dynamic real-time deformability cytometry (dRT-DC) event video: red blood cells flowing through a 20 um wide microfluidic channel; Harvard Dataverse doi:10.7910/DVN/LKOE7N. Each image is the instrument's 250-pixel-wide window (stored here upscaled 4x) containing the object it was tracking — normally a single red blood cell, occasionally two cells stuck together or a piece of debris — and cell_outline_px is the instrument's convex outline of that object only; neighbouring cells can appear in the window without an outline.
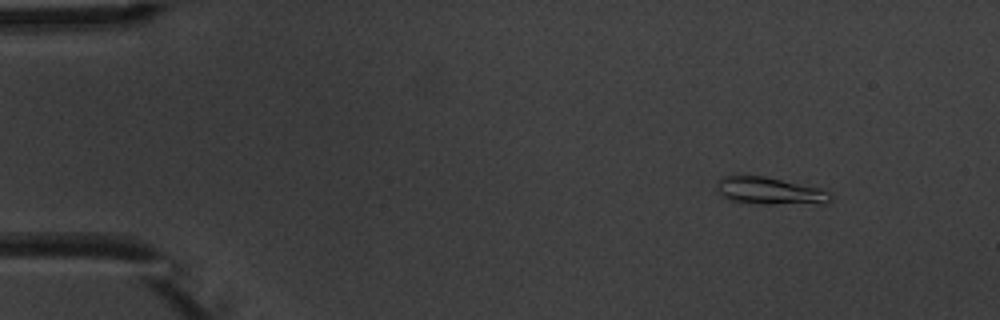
{"species": "common noctule bat (a hibernating species)", "species_latin": "Nyctalus noctula", "temperature_condition": "warm", "stored_images_in_passage": 6, "camera_frame_rate_fps": 3000, "um_per_image_px": 0.085, "animal": {"sex": "male", "body_mass_g": 20.1, "forearm_length_mm": 53.5}, "frame": {"image": 1, "passage_image": 1, "time_ms": 0.0, "image_size_px": [1000, 320], "cell_outline_px": [[832, 200], [824, 204], [756, 204], [728, 200], [720, 196], [716, 188], [720, 176], [764, 176], [820, 188], [828, 192], [832, 196]], "centroid_in_image_um": [65.41, 16.25], "position_along_channel_um": 19.6, "area_um2": 18.32}}
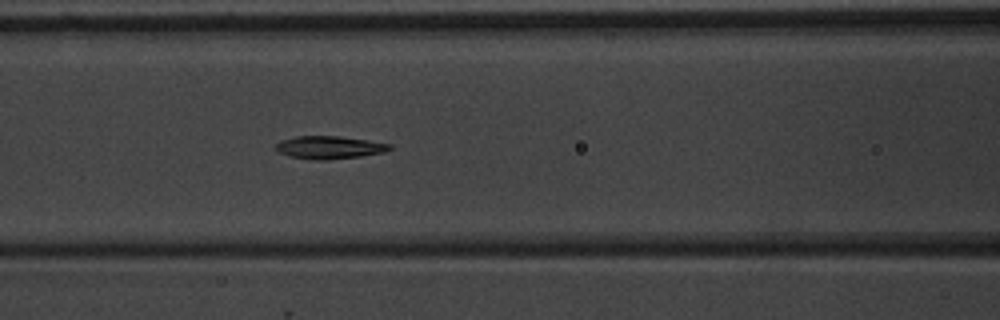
{"frame": {"image": 2, "passage_image": 6, "time_ms": 5.667, "image_size_px": [1000, 320], "cell_outline_px": [[392, 148], [384, 152], [360, 156], [328, 160], [312, 160], [288, 156], [280, 152], [276, 148], [276, 144], [280, 140], [296, 136], [340, 136], [368, 140], [392, 144]], "centroid_in_image_um": [27.99, 12.53], "position_along_channel_um": 138.6, "area_um2": 15.2}}